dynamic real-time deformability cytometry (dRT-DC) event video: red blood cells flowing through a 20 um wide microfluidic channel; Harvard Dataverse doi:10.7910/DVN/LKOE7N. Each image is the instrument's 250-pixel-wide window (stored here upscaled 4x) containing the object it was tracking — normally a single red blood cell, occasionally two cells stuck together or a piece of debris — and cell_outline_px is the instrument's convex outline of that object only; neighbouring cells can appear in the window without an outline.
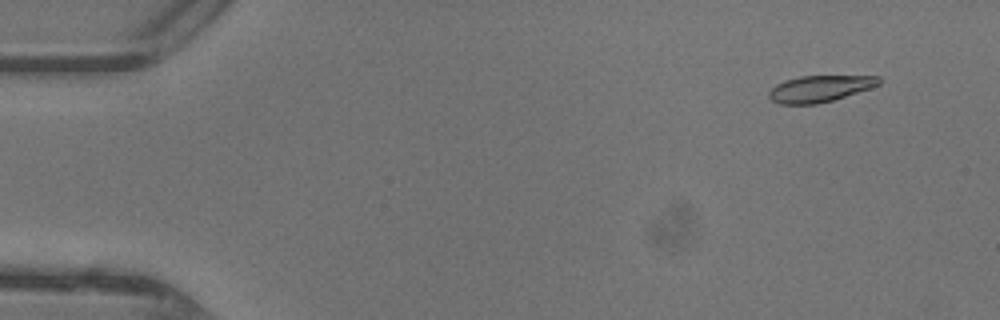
{"species": "common noctule bat (a hibernating species)", "species_latin": "Nyctalus noctula", "temperature_condition": "warm", "stored_images_in_passage": 43, "camera_frame_rate_fps": 3000, "um_per_image_px": 0.085, "animal": {"sex": "female"}, "frame": {"image": 1, "passage_image": 4, "time_ms": 1.0, "image_size_px": [1000, 320], "cell_outline_px": [[880, 84], [832, 100], [816, 104], [780, 104], [772, 100], [768, 96], [768, 92], [776, 84], [784, 80], [800, 76], [880, 76]], "centroid_in_image_um": [69.63, 7.53], "position_along_channel_um": 15.4, "area_um2": 16.7}}
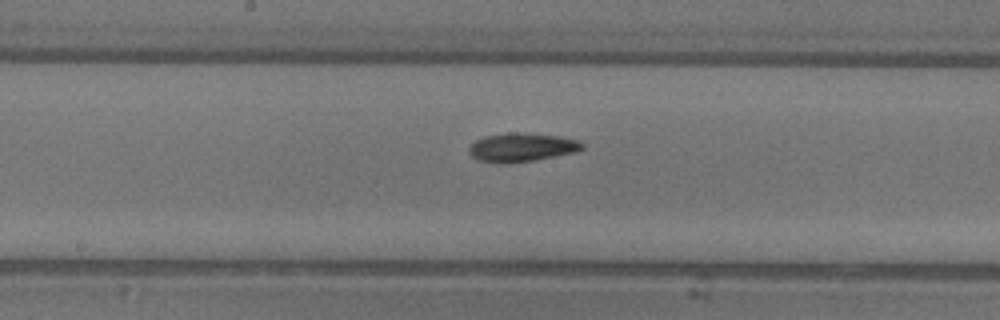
{"frame": {"image": 2, "passage_image": 25, "time_ms": 8.0, "image_size_px": [1000, 320], "cell_outline_px": [[584, 148], [576, 152], [532, 160], [480, 160], [472, 156], [468, 152], [468, 148], [476, 140], [484, 136], [508, 132], [512, 132], [560, 136], [576, 140], [584, 144]], "centroid_in_image_um": [44.39, 12.47], "position_along_channel_um": 203.8, "area_um2": 17.98}}
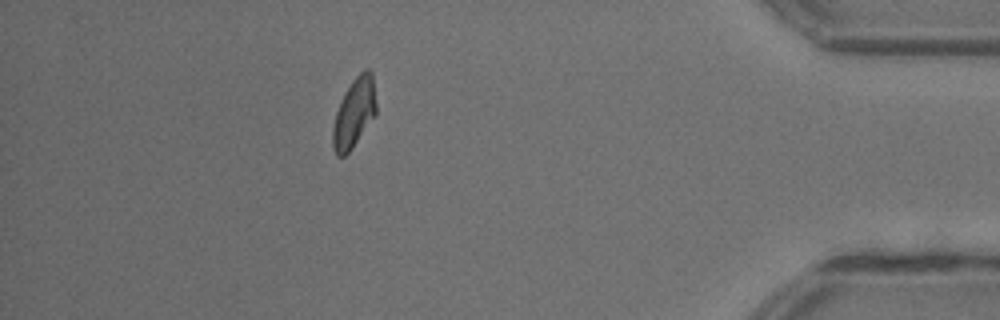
{"frame": {"image": 3, "passage_image": 42, "time_ms": 13.667, "image_size_px": [1000, 320], "cell_outline_px": [[376, 116], [352, 148], [344, 156], [336, 156], [332, 148], [332, 128], [336, 112], [340, 100], [344, 92], [352, 80], [364, 68], [368, 68], [372, 72], [376, 104]], "centroid_in_image_um": [30.1, 9.6], "position_along_channel_um": 405.1, "area_um2": 17.86}}